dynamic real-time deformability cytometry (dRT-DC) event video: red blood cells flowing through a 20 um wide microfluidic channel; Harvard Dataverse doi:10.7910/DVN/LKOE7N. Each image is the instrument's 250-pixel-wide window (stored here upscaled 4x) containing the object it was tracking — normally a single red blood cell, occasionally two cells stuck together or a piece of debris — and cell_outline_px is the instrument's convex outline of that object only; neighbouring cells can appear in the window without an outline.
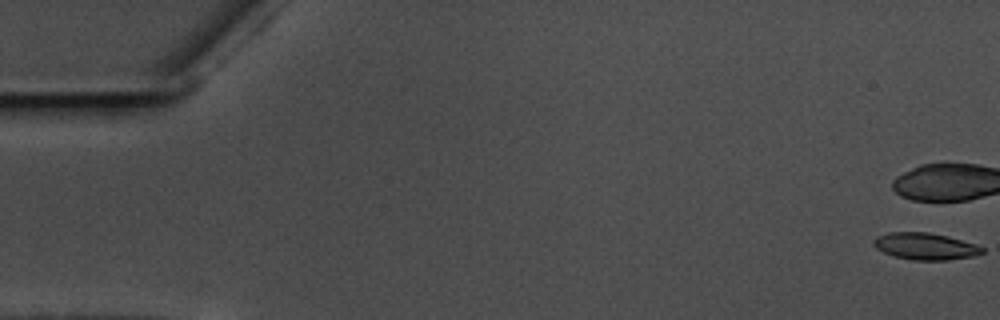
{"species": "common noctule bat (a hibernating species)", "species_latin": "Nyctalus noctula", "temperature_condition": "warm", "stored_images_in_passage": 58, "camera_frame_rate_fps": 3000, "um_per_image_px": 0.085, "animal": {"sex": "male", "body_mass_g": 17.5, "forearm_length_mm": 52.3}, "frame": {"image": 1, "passage_image": 1, "time_ms": 0.0, "image_size_px": [1000, 320], "cell_outline_px": [[984, 252], [972, 256], [948, 260], [912, 260], [896, 256], [884, 252], [876, 248], [872, 244], [872, 240], [876, 236], [888, 232], [928, 232], [948, 236], [976, 244], [984, 248]], "centroid_in_image_um": [78.63, 20.92], "position_along_channel_um": 6.4, "area_um2": 16.99}}